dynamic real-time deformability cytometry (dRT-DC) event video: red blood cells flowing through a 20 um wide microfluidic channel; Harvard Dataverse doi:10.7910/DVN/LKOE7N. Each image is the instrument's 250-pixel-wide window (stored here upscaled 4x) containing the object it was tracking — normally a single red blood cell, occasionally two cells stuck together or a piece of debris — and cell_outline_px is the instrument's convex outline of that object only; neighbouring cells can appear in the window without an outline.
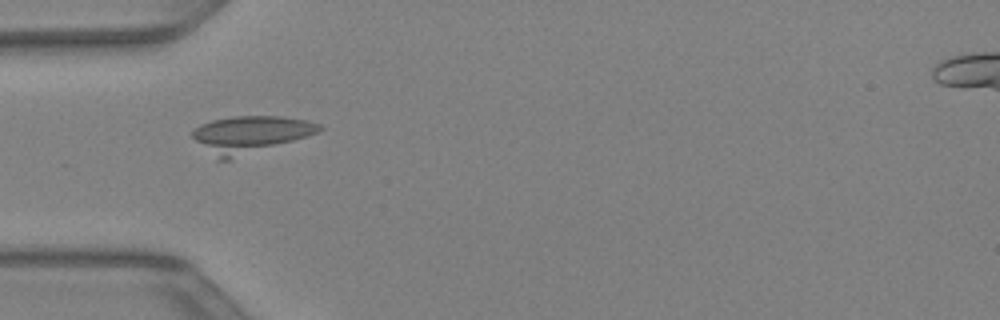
{"species": "Egyptian fruit bat (a non-hibernating species)", "species_latin": "Rousettus aegyptiacus", "temperature_condition": "warm", "stored_images_in_passage": 44, "camera_frame_rate_fps": 3000, "um_per_image_px": 0.085, "animal": {"sex": "female"}, "frame": {"image": 1, "passage_image": 14, "time_ms": 4.333, "image_size_px": [1000, 320], "cell_outline_px": [[324, 128], [316, 132], [292, 140], [228, 160], [216, 160], [192, 136], [192, 132], [200, 124], [212, 120], [232, 116], [280, 116], [308, 120], [320, 124]], "centroid_in_image_um": [21.22, 11.4], "position_along_channel_um": 63.8, "area_um2": 26.65}}
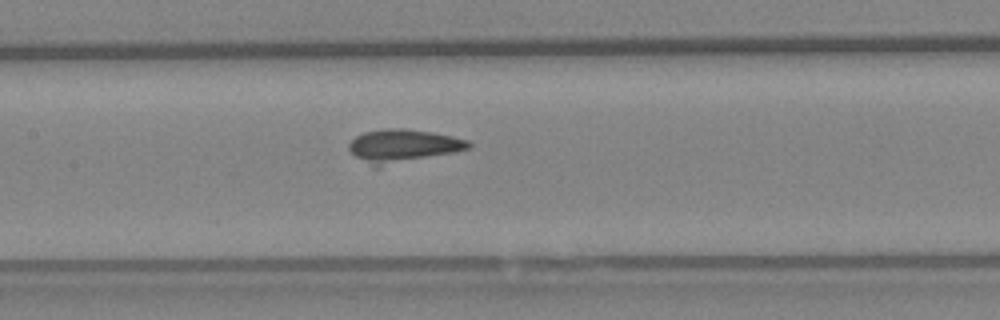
{"frame": {"image": 2, "passage_image": 21, "time_ms": 6.667, "image_size_px": [1000, 320], "cell_outline_px": [[472, 144], [468, 148], [452, 152], [380, 168], [372, 168], [356, 156], [348, 148], [348, 144], [356, 136], [364, 132], [384, 128], [404, 128], [432, 132], [452, 136], [468, 140]], "centroid_in_image_um": [34.2, 12.41], "position_along_channel_um": 173.2, "area_um2": 23.18}}
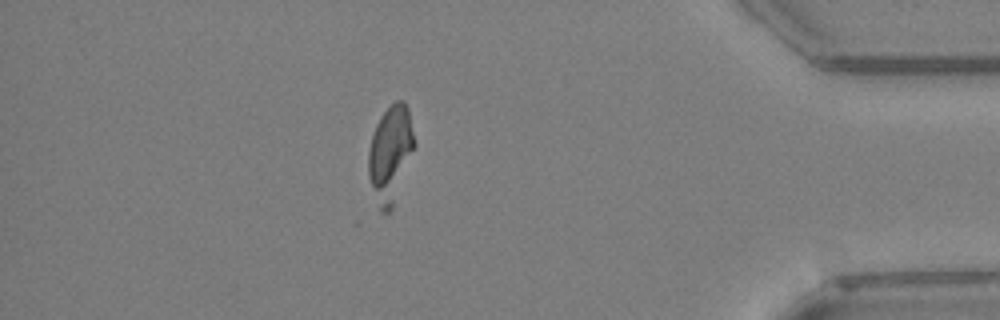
{"frame": {"image": 3, "passage_image": 38, "time_ms": 12.333, "image_size_px": [1000, 320], "cell_outline_px": [[416, 144], [392, 208], [388, 216], [380, 212], [368, 176], [368, 152], [372, 136], [376, 124], [380, 116], [396, 100], [404, 100], [408, 108]], "centroid_in_image_um": [33.18, 13.1], "position_along_channel_um": 402.0, "area_um2": 25.89}}